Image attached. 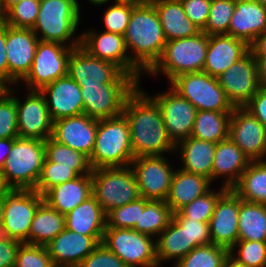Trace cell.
<instances>
[{"label": "cell", "mask_w": 266, "mask_h": 267, "mask_svg": "<svg viewBox=\"0 0 266 267\" xmlns=\"http://www.w3.org/2000/svg\"><path fill=\"white\" fill-rule=\"evenodd\" d=\"M266 31V7L255 0L235 2V9L228 28V35L250 46Z\"/></svg>", "instance_id": "484cf974"}, {"label": "cell", "mask_w": 266, "mask_h": 267, "mask_svg": "<svg viewBox=\"0 0 266 267\" xmlns=\"http://www.w3.org/2000/svg\"><path fill=\"white\" fill-rule=\"evenodd\" d=\"M231 113L198 110L190 137L216 144L228 138Z\"/></svg>", "instance_id": "8d00e7d4"}, {"label": "cell", "mask_w": 266, "mask_h": 267, "mask_svg": "<svg viewBox=\"0 0 266 267\" xmlns=\"http://www.w3.org/2000/svg\"><path fill=\"white\" fill-rule=\"evenodd\" d=\"M208 48V35L201 31L196 36L167 41L161 57L147 72H163L171 82L175 77L203 71Z\"/></svg>", "instance_id": "5b68a950"}, {"label": "cell", "mask_w": 266, "mask_h": 267, "mask_svg": "<svg viewBox=\"0 0 266 267\" xmlns=\"http://www.w3.org/2000/svg\"><path fill=\"white\" fill-rule=\"evenodd\" d=\"M22 0H1L0 2V18L14 5Z\"/></svg>", "instance_id": "94428289"}, {"label": "cell", "mask_w": 266, "mask_h": 267, "mask_svg": "<svg viewBox=\"0 0 266 267\" xmlns=\"http://www.w3.org/2000/svg\"><path fill=\"white\" fill-rule=\"evenodd\" d=\"M45 158L55 162L56 166L70 167L79 176L92 174L93 169L86 155L60 144L52 138L45 141Z\"/></svg>", "instance_id": "f35d334b"}, {"label": "cell", "mask_w": 266, "mask_h": 267, "mask_svg": "<svg viewBox=\"0 0 266 267\" xmlns=\"http://www.w3.org/2000/svg\"><path fill=\"white\" fill-rule=\"evenodd\" d=\"M249 49L253 56H266V31L255 39Z\"/></svg>", "instance_id": "6f0895ef"}, {"label": "cell", "mask_w": 266, "mask_h": 267, "mask_svg": "<svg viewBox=\"0 0 266 267\" xmlns=\"http://www.w3.org/2000/svg\"><path fill=\"white\" fill-rule=\"evenodd\" d=\"M217 79L234 108L245 107L261 87L250 50Z\"/></svg>", "instance_id": "5bb4252c"}, {"label": "cell", "mask_w": 266, "mask_h": 267, "mask_svg": "<svg viewBox=\"0 0 266 267\" xmlns=\"http://www.w3.org/2000/svg\"><path fill=\"white\" fill-rule=\"evenodd\" d=\"M15 90L0 88V138H17V107Z\"/></svg>", "instance_id": "60d3db41"}, {"label": "cell", "mask_w": 266, "mask_h": 267, "mask_svg": "<svg viewBox=\"0 0 266 267\" xmlns=\"http://www.w3.org/2000/svg\"><path fill=\"white\" fill-rule=\"evenodd\" d=\"M261 86H266V56H254Z\"/></svg>", "instance_id": "91938a15"}, {"label": "cell", "mask_w": 266, "mask_h": 267, "mask_svg": "<svg viewBox=\"0 0 266 267\" xmlns=\"http://www.w3.org/2000/svg\"><path fill=\"white\" fill-rule=\"evenodd\" d=\"M228 137L250 161L266 156V127L245 107H236L231 113Z\"/></svg>", "instance_id": "e0dca14e"}, {"label": "cell", "mask_w": 266, "mask_h": 267, "mask_svg": "<svg viewBox=\"0 0 266 267\" xmlns=\"http://www.w3.org/2000/svg\"><path fill=\"white\" fill-rule=\"evenodd\" d=\"M145 207V198L140 197L131 203L113 208L106 213V228L133 229L139 222L140 209Z\"/></svg>", "instance_id": "f6af8a7d"}, {"label": "cell", "mask_w": 266, "mask_h": 267, "mask_svg": "<svg viewBox=\"0 0 266 267\" xmlns=\"http://www.w3.org/2000/svg\"><path fill=\"white\" fill-rule=\"evenodd\" d=\"M74 48L57 42L39 40L28 74L22 79L29 90H41L67 75L69 55Z\"/></svg>", "instance_id": "7c38bea8"}, {"label": "cell", "mask_w": 266, "mask_h": 267, "mask_svg": "<svg viewBox=\"0 0 266 267\" xmlns=\"http://www.w3.org/2000/svg\"><path fill=\"white\" fill-rule=\"evenodd\" d=\"M39 39L32 29L14 28L6 24V55L9 87L21 82L30 71Z\"/></svg>", "instance_id": "ffe728a7"}, {"label": "cell", "mask_w": 266, "mask_h": 267, "mask_svg": "<svg viewBox=\"0 0 266 267\" xmlns=\"http://www.w3.org/2000/svg\"><path fill=\"white\" fill-rule=\"evenodd\" d=\"M67 75L79 86L101 84H139L114 63L90 55L81 46L75 47L68 58Z\"/></svg>", "instance_id": "30bf717a"}, {"label": "cell", "mask_w": 266, "mask_h": 267, "mask_svg": "<svg viewBox=\"0 0 266 267\" xmlns=\"http://www.w3.org/2000/svg\"><path fill=\"white\" fill-rule=\"evenodd\" d=\"M77 177L79 175L70 167L56 166L55 162L48 161L45 158L35 191L43 196L49 189Z\"/></svg>", "instance_id": "bcb514c9"}, {"label": "cell", "mask_w": 266, "mask_h": 267, "mask_svg": "<svg viewBox=\"0 0 266 267\" xmlns=\"http://www.w3.org/2000/svg\"><path fill=\"white\" fill-rule=\"evenodd\" d=\"M238 254L234 255V249ZM231 257L248 267H266V242L238 240L229 250Z\"/></svg>", "instance_id": "7dc6e473"}, {"label": "cell", "mask_w": 266, "mask_h": 267, "mask_svg": "<svg viewBox=\"0 0 266 267\" xmlns=\"http://www.w3.org/2000/svg\"><path fill=\"white\" fill-rule=\"evenodd\" d=\"M228 255L227 248L213 243L197 246L175 262L174 267H224Z\"/></svg>", "instance_id": "ab89813d"}, {"label": "cell", "mask_w": 266, "mask_h": 267, "mask_svg": "<svg viewBox=\"0 0 266 267\" xmlns=\"http://www.w3.org/2000/svg\"><path fill=\"white\" fill-rule=\"evenodd\" d=\"M133 159L130 126L125 115L98 120L95 145L89 158L92 169L127 167Z\"/></svg>", "instance_id": "3957f363"}, {"label": "cell", "mask_w": 266, "mask_h": 267, "mask_svg": "<svg viewBox=\"0 0 266 267\" xmlns=\"http://www.w3.org/2000/svg\"><path fill=\"white\" fill-rule=\"evenodd\" d=\"M65 216V228L81 235L103 237L106 229V213L91 195Z\"/></svg>", "instance_id": "f546056e"}, {"label": "cell", "mask_w": 266, "mask_h": 267, "mask_svg": "<svg viewBox=\"0 0 266 267\" xmlns=\"http://www.w3.org/2000/svg\"><path fill=\"white\" fill-rule=\"evenodd\" d=\"M133 6L128 4L111 5L103 14L105 32L124 35L129 24Z\"/></svg>", "instance_id": "681fc988"}, {"label": "cell", "mask_w": 266, "mask_h": 267, "mask_svg": "<svg viewBox=\"0 0 266 267\" xmlns=\"http://www.w3.org/2000/svg\"><path fill=\"white\" fill-rule=\"evenodd\" d=\"M124 39L127 50L134 51L131 61L142 72H148L161 57L167 42L158 13L150 1L133 6Z\"/></svg>", "instance_id": "7a4b0ae2"}, {"label": "cell", "mask_w": 266, "mask_h": 267, "mask_svg": "<svg viewBox=\"0 0 266 267\" xmlns=\"http://www.w3.org/2000/svg\"><path fill=\"white\" fill-rule=\"evenodd\" d=\"M173 218L185 228L188 235V244H194V248L212 243L209 223L184 218L179 212L173 213Z\"/></svg>", "instance_id": "f907efd6"}, {"label": "cell", "mask_w": 266, "mask_h": 267, "mask_svg": "<svg viewBox=\"0 0 266 267\" xmlns=\"http://www.w3.org/2000/svg\"><path fill=\"white\" fill-rule=\"evenodd\" d=\"M172 218L173 212L165 201L145 198V207L140 209L139 222L133 230L152 237L159 236Z\"/></svg>", "instance_id": "74e56055"}, {"label": "cell", "mask_w": 266, "mask_h": 267, "mask_svg": "<svg viewBox=\"0 0 266 267\" xmlns=\"http://www.w3.org/2000/svg\"><path fill=\"white\" fill-rule=\"evenodd\" d=\"M40 92L53 121L84 114L81 87L68 75L47 84Z\"/></svg>", "instance_id": "cb8c5ba5"}, {"label": "cell", "mask_w": 266, "mask_h": 267, "mask_svg": "<svg viewBox=\"0 0 266 267\" xmlns=\"http://www.w3.org/2000/svg\"><path fill=\"white\" fill-rule=\"evenodd\" d=\"M98 120L86 114L53 121L52 139L69 146L90 158L97 131Z\"/></svg>", "instance_id": "603a6c76"}, {"label": "cell", "mask_w": 266, "mask_h": 267, "mask_svg": "<svg viewBox=\"0 0 266 267\" xmlns=\"http://www.w3.org/2000/svg\"><path fill=\"white\" fill-rule=\"evenodd\" d=\"M5 46L6 23L0 18V88L9 87V68Z\"/></svg>", "instance_id": "11a10c76"}, {"label": "cell", "mask_w": 266, "mask_h": 267, "mask_svg": "<svg viewBox=\"0 0 266 267\" xmlns=\"http://www.w3.org/2000/svg\"><path fill=\"white\" fill-rule=\"evenodd\" d=\"M3 198L2 235L28 244L31 222L43 196L31 189L11 188Z\"/></svg>", "instance_id": "8fae6325"}, {"label": "cell", "mask_w": 266, "mask_h": 267, "mask_svg": "<svg viewBox=\"0 0 266 267\" xmlns=\"http://www.w3.org/2000/svg\"><path fill=\"white\" fill-rule=\"evenodd\" d=\"M102 240L65 228L45 246L55 267H78Z\"/></svg>", "instance_id": "7402d4cb"}, {"label": "cell", "mask_w": 266, "mask_h": 267, "mask_svg": "<svg viewBox=\"0 0 266 267\" xmlns=\"http://www.w3.org/2000/svg\"><path fill=\"white\" fill-rule=\"evenodd\" d=\"M151 98L161 109L164 125L172 142L176 145L191 136L197 109L171 87L165 93Z\"/></svg>", "instance_id": "ac0fdd59"}, {"label": "cell", "mask_w": 266, "mask_h": 267, "mask_svg": "<svg viewBox=\"0 0 266 267\" xmlns=\"http://www.w3.org/2000/svg\"><path fill=\"white\" fill-rule=\"evenodd\" d=\"M249 50V46L244 41L233 36L210 35L203 71L217 78Z\"/></svg>", "instance_id": "d4e9b609"}, {"label": "cell", "mask_w": 266, "mask_h": 267, "mask_svg": "<svg viewBox=\"0 0 266 267\" xmlns=\"http://www.w3.org/2000/svg\"><path fill=\"white\" fill-rule=\"evenodd\" d=\"M123 114L130 126L134 158L175 151V144L169 138L164 125L161 109L139 85L127 97Z\"/></svg>", "instance_id": "6da1fadb"}, {"label": "cell", "mask_w": 266, "mask_h": 267, "mask_svg": "<svg viewBox=\"0 0 266 267\" xmlns=\"http://www.w3.org/2000/svg\"><path fill=\"white\" fill-rule=\"evenodd\" d=\"M14 267H55L46 246L22 243Z\"/></svg>", "instance_id": "c3c4849f"}, {"label": "cell", "mask_w": 266, "mask_h": 267, "mask_svg": "<svg viewBox=\"0 0 266 267\" xmlns=\"http://www.w3.org/2000/svg\"><path fill=\"white\" fill-rule=\"evenodd\" d=\"M154 5L167 41L196 36L201 30L186 16L177 1L150 0Z\"/></svg>", "instance_id": "4dcf8cb0"}, {"label": "cell", "mask_w": 266, "mask_h": 267, "mask_svg": "<svg viewBox=\"0 0 266 267\" xmlns=\"http://www.w3.org/2000/svg\"><path fill=\"white\" fill-rule=\"evenodd\" d=\"M165 1H177V2H181L183 0H165Z\"/></svg>", "instance_id": "89a4df30"}, {"label": "cell", "mask_w": 266, "mask_h": 267, "mask_svg": "<svg viewBox=\"0 0 266 267\" xmlns=\"http://www.w3.org/2000/svg\"><path fill=\"white\" fill-rule=\"evenodd\" d=\"M235 9L231 0H211L208 21L202 30L208 36L227 34Z\"/></svg>", "instance_id": "b9f144b4"}, {"label": "cell", "mask_w": 266, "mask_h": 267, "mask_svg": "<svg viewBox=\"0 0 266 267\" xmlns=\"http://www.w3.org/2000/svg\"><path fill=\"white\" fill-rule=\"evenodd\" d=\"M78 0H40L37 20L32 28L38 39L71 48L80 46L81 35L71 39L80 21ZM41 31V37L39 36ZM71 44H67L69 40Z\"/></svg>", "instance_id": "277c9868"}, {"label": "cell", "mask_w": 266, "mask_h": 267, "mask_svg": "<svg viewBox=\"0 0 266 267\" xmlns=\"http://www.w3.org/2000/svg\"><path fill=\"white\" fill-rule=\"evenodd\" d=\"M216 143L189 137L175 145V151L181 150L183 166L186 172L207 177L212 182V165Z\"/></svg>", "instance_id": "1f68e13d"}, {"label": "cell", "mask_w": 266, "mask_h": 267, "mask_svg": "<svg viewBox=\"0 0 266 267\" xmlns=\"http://www.w3.org/2000/svg\"><path fill=\"white\" fill-rule=\"evenodd\" d=\"M255 1L259 2L261 5L266 7V0H255Z\"/></svg>", "instance_id": "a7ac6f4b"}, {"label": "cell", "mask_w": 266, "mask_h": 267, "mask_svg": "<svg viewBox=\"0 0 266 267\" xmlns=\"http://www.w3.org/2000/svg\"><path fill=\"white\" fill-rule=\"evenodd\" d=\"M245 108L266 127V86H261Z\"/></svg>", "instance_id": "9f6ffc18"}, {"label": "cell", "mask_w": 266, "mask_h": 267, "mask_svg": "<svg viewBox=\"0 0 266 267\" xmlns=\"http://www.w3.org/2000/svg\"><path fill=\"white\" fill-rule=\"evenodd\" d=\"M92 4L94 5H102L105 4L106 2L108 3L110 0H89Z\"/></svg>", "instance_id": "003e7915"}, {"label": "cell", "mask_w": 266, "mask_h": 267, "mask_svg": "<svg viewBox=\"0 0 266 267\" xmlns=\"http://www.w3.org/2000/svg\"><path fill=\"white\" fill-rule=\"evenodd\" d=\"M155 240L133 229L106 228L102 243L128 267H158Z\"/></svg>", "instance_id": "9c48e42d"}, {"label": "cell", "mask_w": 266, "mask_h": 267, "mask_svg": "<svg viewBox=\"0 0 266 267\" xmlns=\"http://www.w3.org/2000/svg\"><path fill=\"white\" fill-rule=\"evenodd\" d=\"M78 267H128L118 256L100 243Z\"/></svg>", "instance_id": "816d5d0a"}, {"label": "cell", "mask_w": 266, "mask_h": 267, "mask_svg": "<svg viewBox=\"0 0 266 267\" xmlns=\"http://www.w3.org/2000/svg\"><path fill=\"white\" fill-rule=\"evenodd\" d=\"M11 188L5 181L3 173L0 171V199L4 197V195L10 190Z\"/></svg>", "instance_id": "6125c7cd"}, {"label": "cell", "mask_w": 266, "mask_h": 267, "mask_svg": "<svg viewBox=\"0 0 266 267\" xmlns=\"http://www.w3.org/2000/svg\"><path fill=\"white\" fill-rule=\"evenodd\" d=\"M139 84H101L80 86L84 114L96 120L116 117L123 113L127 97Z\"/></svg>", "instance_id": "9a60e30c"}, {"label": "cell", "mask_w": 266, "mask_h": 267, "mask_svg": "<svg viewBox=\"0 0 266 267\" xmlns=\"http://www.w3.org/2000/svg\"><path fill=\"white\" fill-rule=\"evenodd\" d=\"M92 195L105 213L141 197L130 166L93 169Z\"/></svg>", "instance_id": "52a82bcc"}, {"label": "cell", "mask_w": 266, "mask_h": 267, "mask_svg": "<svg viewBox=\"0 0 266 267\" xmlns=\"http://www.w3.org/2000/svg\"><path fill=\"white\" fill-rule=\"evenodd\" d=\"M22 242L8 238L4 235L0 236V267H14L17 252Z\"/></svg>", "instance_id": "db71d44e"}, {"label": "cell", "mask_w": 266, "mask_h": 267, "mask_svg": "<svg viewBox=\"0 0 266 267\" xmlns=\"http://www.w3.org/2000/svg\"><path fill=\"white\" fill-rule=\"evenodd\" d=\"M231 189L244 201L266 205V161H250Z\"/></svg>", "instance_id": "e575fe53"}, {"label": "cell", "mask_w": 266, "mask_h": 267, "mask_svg": "<svg viewBox=\"0 0 266 267\" xmlns=\"http://www.w3.org/2000/svg\"><path fill=\"white\" fill-rule=\"evenodd\" d=\"M65 229V216L44 201L38 206L28 236V244L47 245Z\"/></svg>", "instance_id": "d6a6232c"}, {"label": "cell", "mask_w": 266, "mask_h": 267, "mask_svg": "<svg viewBox=\"0 0 266 267\" xmlns=\"http://www.w3.org/2000/svg\"><path fill=\"white\" fill-rule=\"evenodd\" d=\"M238 240L266 242V205L240 198Z\"/></svg>", "instance_id": "d590c367"}, {"label": "cell", "mask_w": 266, "mask_h": 267, "mask_svg": "<svg viewBox=\"0 0 266 267\" xmlns=\"http://www.w3.org/2000/svg\"><path fill=\"white\" fill-rule=\"evenodd\" d=\"M21 102L16 97L18 136L46 141L52 137L53 120L45 96L39 90H28Z\"/></svg>", "instance_id": "d6986e66"}, {"label": "cell", "mask_w": 266, "mask_h": 267, "mask_svg": "<svg viewBox=\"0 0 266 267\" xmlns=\"http://www.w3.org/2000/svg\"><path fill=\"white\" fill-rule=\"evenodd\" d=\"M169 85L197 110L215 112L234 110L225 91L219 85L218 79L204 71L181 74L175 77Z\"/></svg>", "instance_id": "ba28073f"}, {"label": "cell", "mask_w": 266, "mask_h": 267, "mask_svg": "<svg viewBox=\"0 0 266 267\" xmlns=\"http://www.w3.org/2000/svg\"><path fill=\"white\" fill-rule=\"evenodd\" d=\"M3 208H4V198L0 199V236L2 235L3 227Z\"/></svg>", "instance_id": "03108f58"}, {"label": "cell", "mask_w": 266, "mask_h": 267, "mask_svg": "<svg viewBox=\"0 0 266 267\" xmlns=\"http://www.w3.org/2000/svg\"><path fill=\"white\" fill-rule=\"evenodd\" d=\"M13 145V138H0V171H2L6 158L8 157Z\"/></svg>", "instance_id": "680465c9"}, {"label": "cell", "mask_w": 266, "mask_h": 267, "mask_svg": "<svg viewBox=\"0 0 266 267\" xmlns=\"http://www.w3.org/2000/svg\"><path fill=\"white\" fill-rule=\"evenodd\" d=\"M211 183L210 179L203 175L178 169L174 172L165 202L173 213L178 212L197 197L207 193Z\"/></svg>", "instance_id": "f1b7e54d"}, {"label": "cell", "mask_w": 266, "mask_h": 267, "mask_svg": "<svg viewBox=\"0 0 266 267\" xmlns=\"http://www.w3.org/2000/svg\"><path fill=\"white\" fill-rule=\"evenodd\" d=\"M40 0H22L11 7L1 19L14 28L32 29L38 16Z\"/></svg>", "instance_id": "ee69618b"}, {"label": "cell", "mask_w": 266, "mask_h": 267, "mask_svg": "<svg viewBox=\"0 0 266 267\" xmlns=\"http://www.w3.org/2000/svg\"><path fill=\"white\" fill-rule=\"evenodd\" d=\"M141 197L165 201L175 170L164 155L140 156L130 163Z\"/></svg>", "instance_id": "4fadbf2b"}, {"label": "cell", "mask_w": 266, "mask_h": 267, "mask_svg": "<svg viewBox=\"0 0 266 267\" xmlns=\"http://www.w3.org/2000/svg\"><path fill=\"white\" fill-rule=\"evenodd\" d=\"M80 46L98 59L114 63L124 73L131 75L138 83L141 70L131 61L127 51L124 35L96 31L81 34Z\"/></svg>", "instance_id": "2e32d148"}, {"label": "cell", "mask_w": 266, "mask_h": 267, "mask_svg": "<svg viewBox=\"0 0 266 267\" xmlns=\"http://www.w3.org/2000/svg\"><path fill=\"white\" fill-rule=\"evenodd\" d=\"M181 3L187 18L202 31L208 21L211 0H183Z\"/></svg>", "instance_id": "f5cc1de1"}, {"label": "cell", "mask_w": 266, "mask_h": 267, "mask_svg": "<svg viewBox=\"0 0 266 267\" xmlns=\"http://www.w3.org/2000/svg\"><path fill=\"white\" fill-rule=\"evenodd\" d=\"M240 197L228 188L218 199L210 218L212 243L230 250L238 241Z\"/></svg>", "instance_id": "44dd1931"}, {"label": "cell", "mask_w": 266, "mask_h": 267, "mask_svg": "<svg viewBox=\"0 0 266 267\" xmlns=\"http://www.w3.org/2000/svg\"><path fill=\"white\" fill-rule=\"evenodd\" d=\"M91 195L92 174H86L49 189L43 195V201L65 215Z\"/></svg>", "instance_id": "83f0119b"}, {"label": "cell", "mask_w": 266, "mask_h": 267, "mask_svg": "<svg viewBox=\"0 0 266 267\" xmlns=\"http://www.w3.org/2000/svg\"><path fill=\"white\" fill-rule=\"evenodd\" d=\"M224 267H248L244 264H241L239 262H237L236 260H234L231 255L229 254L226 258Z\"/></svg>", "instance_id": "e7e4bbea"}, {"label": "cell", "mask_w": 266, "mask_h": 267, "mask_svg": "<svg viewBox=\"0 0 266 267\" xmlns=\"http://www.w3.org/2000/svg\"><path fill=\"white\" fill-rule=\"evenodd\" d=\"M45 160V141L13 138L11 151L2 169L10 188L35 190Z\"/></svg>", "instance_id": "8992f818"}, {"label": "cell", "mask_w": 266, "mask_h": 267, "mask_svg": "<svg viewBox=\"0 0 266 267\" xmlns=\"http://www.w3.org/2000/svg\"><path fill=\"white\" fill-rule=\"evenodd\" d=\"M227 189L228 188L223 185L219 192L211 191L210 189L204 195L197 197L191 203L185 205L178 212L184 218H191V220H199L201 222L209 223L219 197Z\"/></svg>", "instance_id": "7bdbcfd3"}, {"label": "cell", "mask_w": 266, "mask_h": 267, "mask_svg": "<svg viewBox=\"0 0 266 267\" xmlns=\"http://www.w3.org/2000/svg\"><path fill=\"white\" fill-rule=\"evenodd\" d=\"M249 163L250 159L229 137L218 142L212 165V182L218 177L226 176L222 185L232 188Z\"/></svg>", "instance_id": "4316f807"}, {"label": "cell", "mask_w": 266, "mask_h": 267, "mask_svg": "<svg viewBox=\"0 0 266 267\" xmlns=\"http://www.w3.org/2000/svg\"><path fill=\"white\" fill-rule=\"evenodd\" d=\"M150 0H114L115 4H128L132 6H139L149 2Z\"/></svg>", "instance_id": "be15d7a7"}, {"label": "cell", "mask_w": 266, "mask_h": 267, "mask_svg": "<svg viewBox=\"0 0 266 267\" xmlns=\"http://www.w3.org/2000/svg\"><path fill=\"white\" fill-rule=\"evenodd\" d=\"M194 244H188V235L174 218L156 239V257L158 265L164 261L176 259L175 262L186 256Z\"/></svg>", "instance_id": "836d02e7"}]
</instances>
